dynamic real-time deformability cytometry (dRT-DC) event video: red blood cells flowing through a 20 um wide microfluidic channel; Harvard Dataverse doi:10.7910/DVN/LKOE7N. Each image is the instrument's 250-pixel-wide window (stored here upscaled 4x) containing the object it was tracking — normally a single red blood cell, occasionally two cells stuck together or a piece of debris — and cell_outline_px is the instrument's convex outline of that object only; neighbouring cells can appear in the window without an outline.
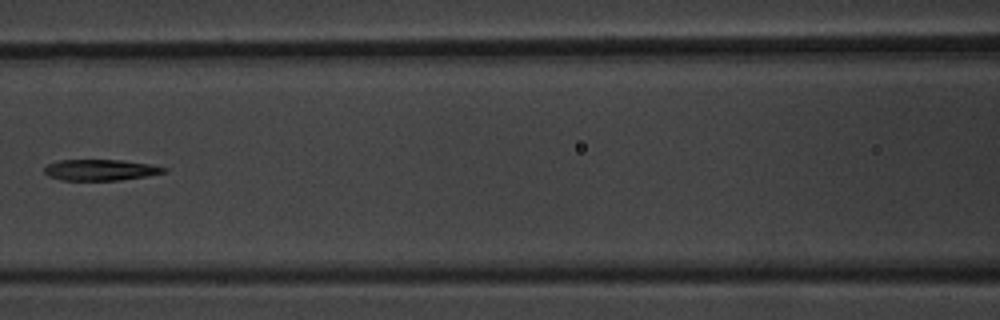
{"species": "common noctule bat (a hibernating species)", "species_latin": "Nyctalus noctula", "temperature_condition": "warm", "stored_images_in_passage": 8, "camera_frame_rate_fps": 3000, "um_per_image_px": 0.085, "animal": {"sex": "male", "body_mass_g": 20.1, "forearm_length_mm": 53.5}, "frame": {"image": 1, "passage_image": 8, "time_ms": 8.333, "image_size_px": [1000, 320], "cell_outline_px": [[168, 172], [148, 176], [120, 180], [60, 180], [48, 176], [44, 172], [44, 168], [48, 164], [60, 160], [124, 160], [152, 164], [168, 168]], "centroid_in_image_um": [8.59, 14.44], "position_along_channel_um": 158.0, "area_um2": 14.85}}